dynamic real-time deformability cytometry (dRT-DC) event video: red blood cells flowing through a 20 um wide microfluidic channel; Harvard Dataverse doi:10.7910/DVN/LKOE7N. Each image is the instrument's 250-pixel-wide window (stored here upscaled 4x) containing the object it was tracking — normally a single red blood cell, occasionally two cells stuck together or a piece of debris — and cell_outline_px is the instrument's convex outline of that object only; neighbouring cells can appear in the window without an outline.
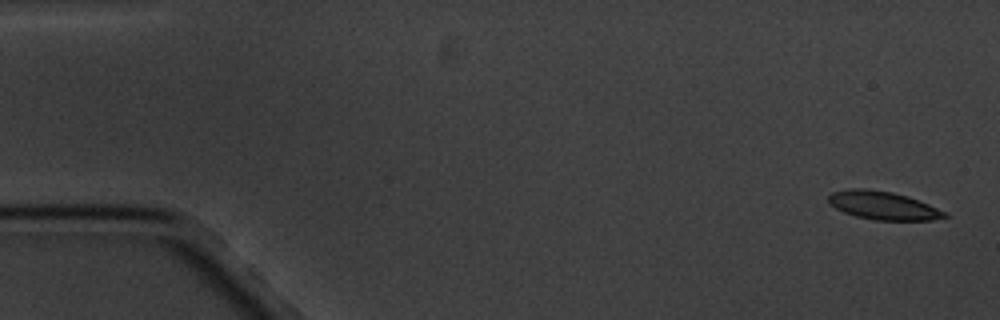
{"species": "common noctule bat (a hibernating species)", "species_latin": "Nyctalus noctula", "temperature_condition": "cold", "stored_images_in_passage": 5, "camera_frame_rate_fps": 3000, "um_per_image_px": 0.085, "animal": {"sex": "male", "body_mass_g": 20.1, "forearm_length_mm": 53.5}, "frame": {"image": 1, "passage_image": 1, "time_ms": 0.0, "image_size_px": [1000, 320], "cell_outline_px": [[948, 216], [932, 220], [876, 220], [856, 216], [844, 212], [828, 204], [828, 196], [832, 192], [848, 188], [868, 188], [892, 192], [908, 196], [948, 212]], "centroid_in_image_um": [75.05, 17.45], "position_along_channel_um": 10.0, "area_um2": 19.25}}
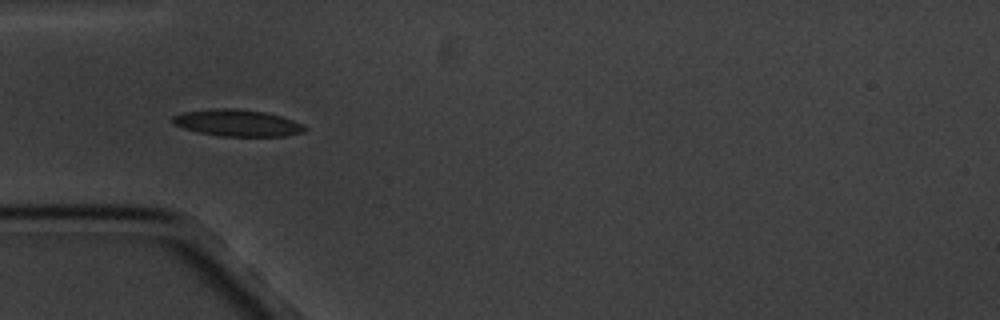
{"frame": {"image": 2, "passage_image": 4, "time_ms": 5.333, "image_size_px": [1000, 320], "cell_outline_px": [[308, 128], [304, 132], [284, 136], [220, 136], [200, 132], [184, 128], [172, 124], [172, 116], [184, 112], [212, 108], [232, 108], [264, 112], [280, 116], [304, 124]], "centroid_in_image_um": [20.18, 10.45], "position_along_channel_um": 64.8, "area_um2": 20.52}}
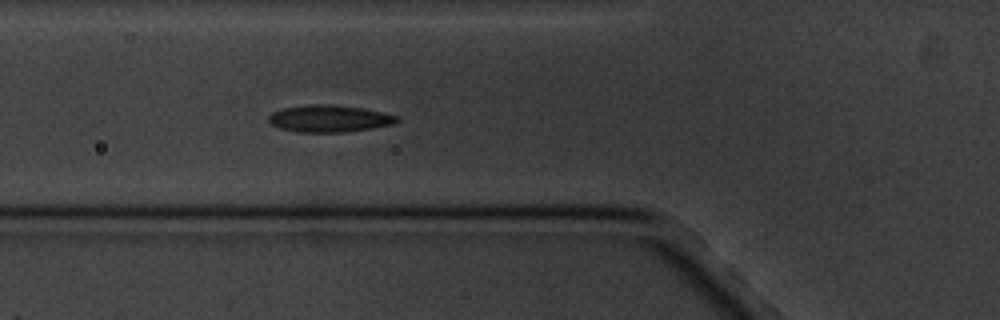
{"frame": {"image": 3, "passage_image": 5, "time_ms": 6.333, "image_size_px": [1000, 320], "cell_outline_px": [[400, 120], [392, 124], [372, 128], [344, 132], [296, 132], [280, 128], [272, 124], [268, 120], [268, 116], [272, 112], [284, 108], [316, 104], [336, 104], [364, 108], [384, 112], [396, 116]], "centroid_in_image_um": [28.0, 10.07], "position_along_channel_um": 97.8, "area_um2": 20.17}}